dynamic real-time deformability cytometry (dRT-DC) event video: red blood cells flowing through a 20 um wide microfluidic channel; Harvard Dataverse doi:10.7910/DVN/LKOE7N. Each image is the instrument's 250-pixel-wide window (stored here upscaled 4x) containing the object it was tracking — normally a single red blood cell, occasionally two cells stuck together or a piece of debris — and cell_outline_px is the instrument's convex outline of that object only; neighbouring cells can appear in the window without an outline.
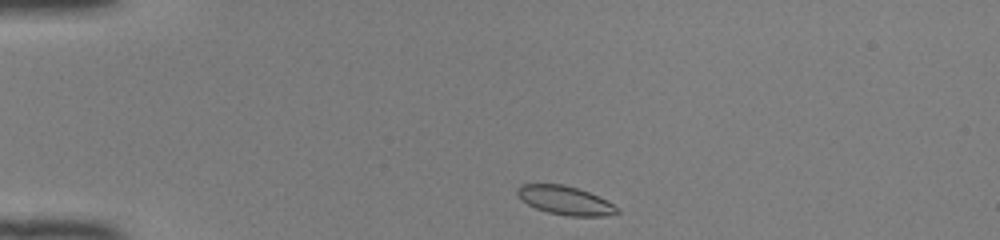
{"species": "common noctule bat (a hibernating species)", "species_latin": "Nyctalus noctula", "temperature_condition": "room temperature", "stored_images_in_passage": 39, "camera_frame_rate_fps": 3000, "um_per_image_px": 0.085, "animal": {"sex": "female", "body_mass_g": 22.0, "forearm_length_mm": 56.7}, "frame": {"image": 1, "passage_image": 1, "time_ms": 0.0, "image_size_px": [1000, 240], "cell_outline_px": [[620, 212], [604, 216], [568, 216], [548, 212], [536, 208], [528, 204], [516, 192], [516, 188], [520, 184], [564, 184], [588, 192], [620, 208]], "centroid_in_image_um": [48.03, 17.03], "position_along_channel_um": 37.0, "area_um2": 16.42}}
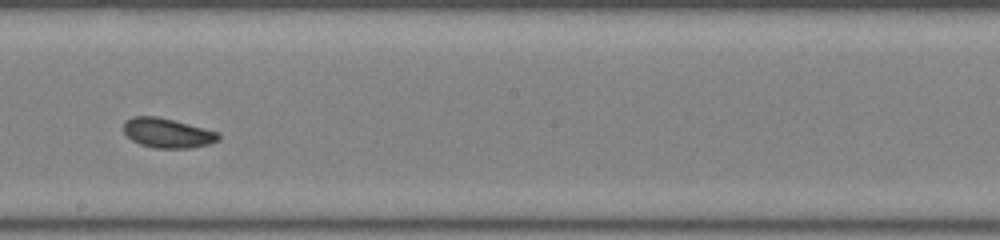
{"frame": {"image": 2, "passage_image": 19, "time_ms": 6.0, "image_size_px": [1000, 240], "cell_outline_px": [[220, 140], [208, 144], [188, 148], [156, 148], [140, 144], [132, 140], [124, 132], [124, 120], [132, 116], [156, 116], [220, 132]], "centroid_in_image_um": [14.23, 11.3], "position_along_channel_um": 234.0, "area_um2": 16.3}}
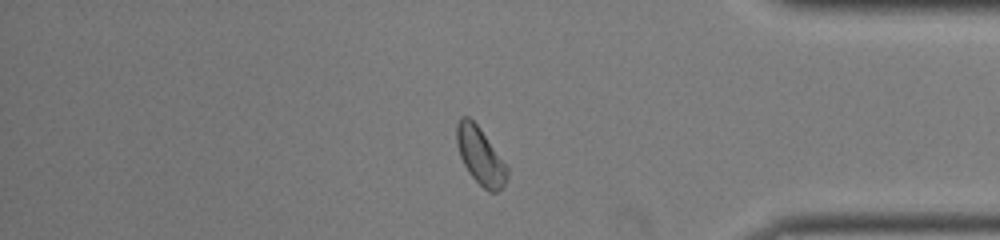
{"frame": {"image": 3, "passage_image": 32, "time_ms": 10.333, "image_size_px": [1000, 240], "cell_outline_px": [[508, 176], [504, 184], [496, 192], [488, 192], [468, 172], [460, 156], [456, 144], [456, 124], [460, 116], [468, 116], [480, 128], [508, 168]], "centroid_in_image_um": [40.8, 13.23], "position_along_channel_um": 394.4, "area_um2": 16.59}, "authors_computed_cell_mechanics": {"area_um2": 16.5308, "velocity_mm_per_s": 4.1017, "shape_relaxation_time_tau1_ms": 2.7756, "shape_relaxation_time_tau2_ms": 3.5138, "deformation_change_tau1": 0.1021, "deformation_change_tau2": 0.0912}}